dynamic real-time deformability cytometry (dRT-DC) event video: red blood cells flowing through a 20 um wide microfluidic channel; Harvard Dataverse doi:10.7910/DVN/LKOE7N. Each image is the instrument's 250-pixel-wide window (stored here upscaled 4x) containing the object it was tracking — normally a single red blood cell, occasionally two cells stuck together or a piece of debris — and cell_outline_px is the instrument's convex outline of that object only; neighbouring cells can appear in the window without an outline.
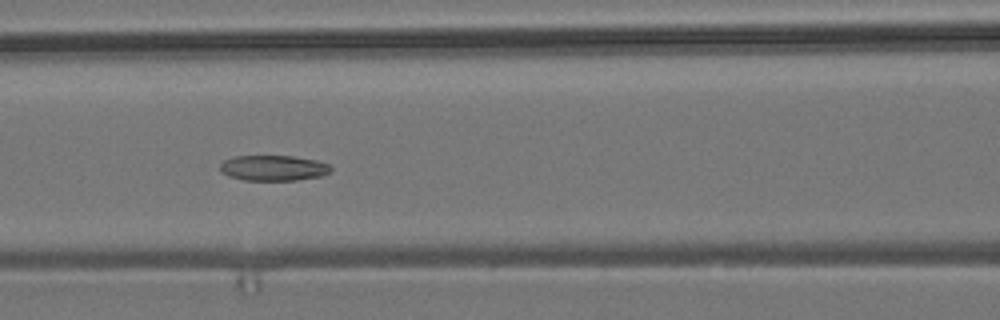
{"species": "common noctule bat (a hibernating species)", "species_latin": "Nyctalus noctula", "temperature_condition": "room temperature", "stored_images_in_passage": 12, "camera_frame_rate_fps": 3000, "um_per_image_px": 0.085, "animal": {"sex": "male", "body_mass_g": 19.2, "forearm_length_mm": 51.8}, "frame": {"image": 1, "passage_image": 6, "time_ms": 1.667, "image_size_px": [1000, 320], "cell_outline_px": [[332, 172], [324, 176], [296, 180], [244, 180], [228, 176], [220, 172], [220, 164], [224, 160], [236, 156], [292, 156], [316, 160], [328, 164], [332, 168]], "centroid_in_image_um": [23.26, 14.28], "position_along_channel_um": 143.3, "area_um2": 16.59}}
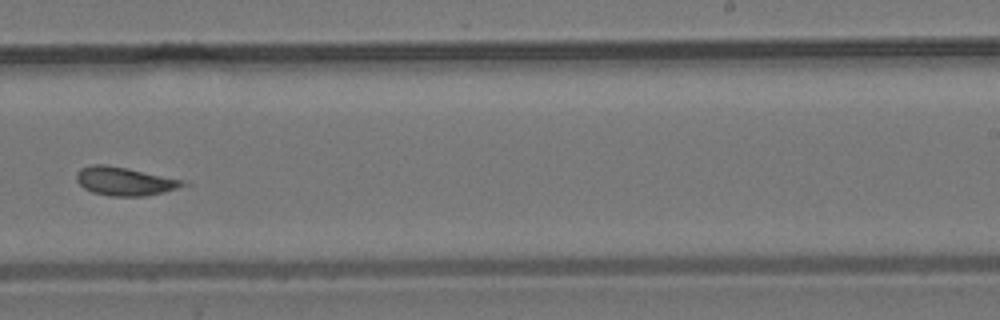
{"frame": {"image": 2, "passage_image": 9, "time_ms": 2.667, "image_size_px": [1000, 320], "cell_outline_px": [[192, 184], [164, 192], [144, 196], [108, 196], [92, 192], [84, 188], [76, 180], [76, 172], [80, 168], [92, 164], [108, 164], [128, 168], [180, 180]], "centroid_in_image_um": [10.56, 15.4], "position_along_channel_um": 278.4, "area_um2": 17.69}}
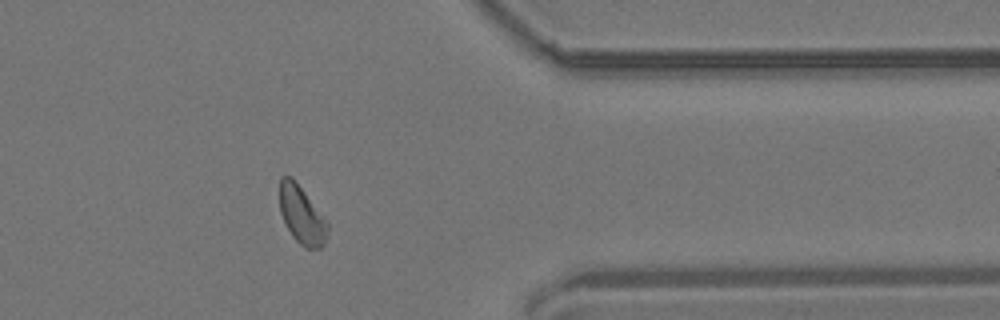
{"frame": {"image": 3, "passage_image": 12, "time_ms": 3.667, "image_size_px": [1000, 320], "cell_outline_px": [[328, 228], [324, 244], [320, 248], [304, 248], [292, 236], [280, 212], [280, 176], [292, 176], [328, 224]], "centroid_in_image_um": [25.62, 18.28], "position_along_channel_um": 385.8, "area_um2": 15.72}}